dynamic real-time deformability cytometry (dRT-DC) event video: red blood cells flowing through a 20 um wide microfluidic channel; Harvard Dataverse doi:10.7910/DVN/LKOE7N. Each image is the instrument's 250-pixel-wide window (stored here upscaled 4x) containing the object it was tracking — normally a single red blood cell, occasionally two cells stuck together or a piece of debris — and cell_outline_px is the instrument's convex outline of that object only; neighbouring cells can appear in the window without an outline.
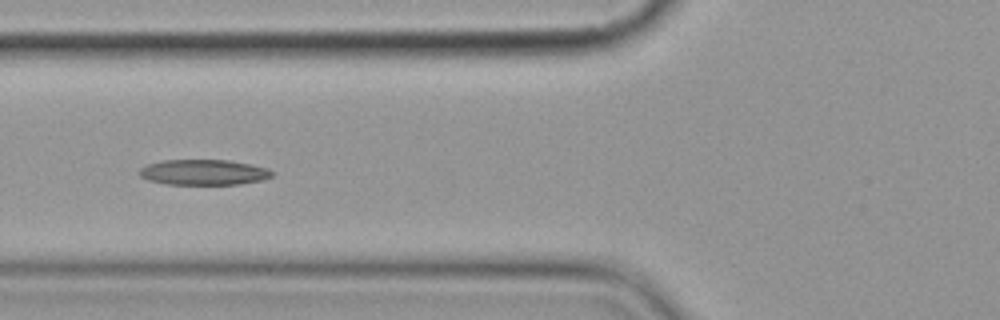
{"species": "common noctule bat (a hibernating species)", "species_latin": "Nyctalus noctula", "temperature_condition": "cold", "stored_images_in_passage": 9, "camera_frame_rate_fps": 3000, "um_per_image_px": 0.085, "animal": {"sex": "female", "body_mass_g": 19.9}, "frame": {"image": 1, "passage_image": 6, "time_ms": 6.0, "image_size_px": [1000, 320], "cell_outline_px": [[272, 176], [260, 180], [240, 184], [168, 184], [148, 180], [140, 176], [136, 172], [140, 168], [148, 164], [160, 160], [228, 160], [268, 168], [272, 172]], "centroid_in_image_um": [17.25, 14.64], "position_along_channel_um": 108.6, "area_um2": 19.59}}
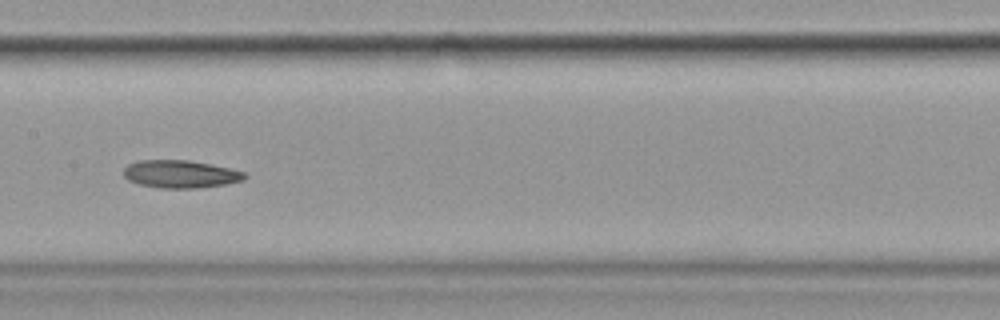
{"frame": {"image": 2, "passage_image": 8, "time_ms": 8.333, "image_size_px": [1000, 320], "cell_outline_px": [[248, 176], [244, 180], [224, 184], [196, 188], [160, 188], [140, 184], [128, 180], [124, 176], [124, 168], [128, 164], [140, 160], [188, 160], [228, 168], [244, 172]], "centroid_in_image_um": [15.32, 14.8], "position_along_channel_um": 192.1, "area_um2": 19.36}}
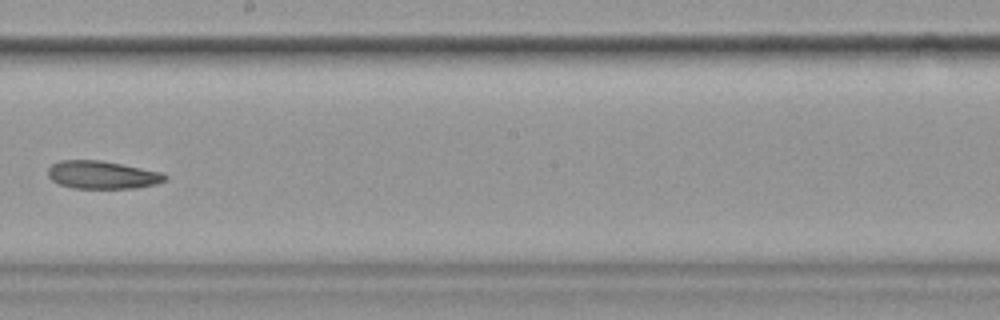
{"frame": {"image": 3, "passage_image": 9, "time_ms": 9.667, "image_size_px": [1000, 320], "cell_outline_px": [[168, 180], [156, 184], [136, 188], [72, 188], [60, 184], [52, 180], [48, 176], [48, 168], [52, 164], [60, 160], [100, 160], [160, 172], [168, 176]], "centroid_in_image_um": [8.69, 14.87], "position_along_channel_um": 239.5, "area_um2": 18.96}}